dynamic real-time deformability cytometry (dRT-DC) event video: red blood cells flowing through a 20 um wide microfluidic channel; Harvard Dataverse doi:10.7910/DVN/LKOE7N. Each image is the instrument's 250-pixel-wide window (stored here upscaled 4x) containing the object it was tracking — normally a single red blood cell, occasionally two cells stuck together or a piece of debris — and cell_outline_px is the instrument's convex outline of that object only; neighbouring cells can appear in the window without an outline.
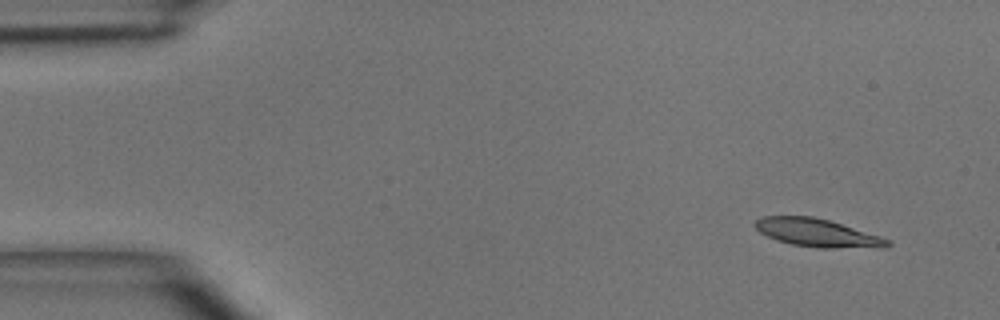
{"species": "common noctule bat (a hibernating species)", "species_latin": "Nyctalus noctula", "temperature_condition": "room temperature", "stored_images_in_passage": 4, "camera_frame_rate_fps": 3000, "um_per_image_px": 0.085, "animal": {"sex": "male", "body_mass_g": 15.6}, "frame": {"image": 1, "passage_image": 1, "time_ms": 0.0, "image_size_px": [1000, 320], "cell_outline_px": [[892, 244], [888, 248], [820, 248], [792, 244], [776, 240], [760, 232], [752, 224], [756, 220], [764, 216], [812, 216], [828, 220], [880, 236], [892, 240]], "centroid_in_image_um": [69.52, 19.81], "position_along_channel_um": 15.5, "area_um2": 21.73}}
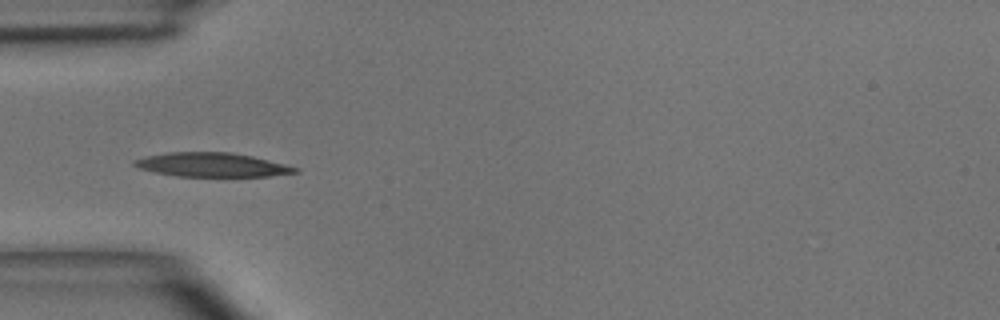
{"frame": {"image": 2, "passage_image": 4, "time_ms": 3.667, "image_size_px": [1000, 320], "cell_outline_px": [[300, 172], [268, 176], [176, 176], [156, 172], [140, 168], [132, 164], [132, 160], [148, 156], [168, 152], [232, 152], [252, 156], [300, 168]], "centroid_in_image_um": [18.03, 14.0], "position_along_channel_um": 67.0, "area_um2": 22.37}}